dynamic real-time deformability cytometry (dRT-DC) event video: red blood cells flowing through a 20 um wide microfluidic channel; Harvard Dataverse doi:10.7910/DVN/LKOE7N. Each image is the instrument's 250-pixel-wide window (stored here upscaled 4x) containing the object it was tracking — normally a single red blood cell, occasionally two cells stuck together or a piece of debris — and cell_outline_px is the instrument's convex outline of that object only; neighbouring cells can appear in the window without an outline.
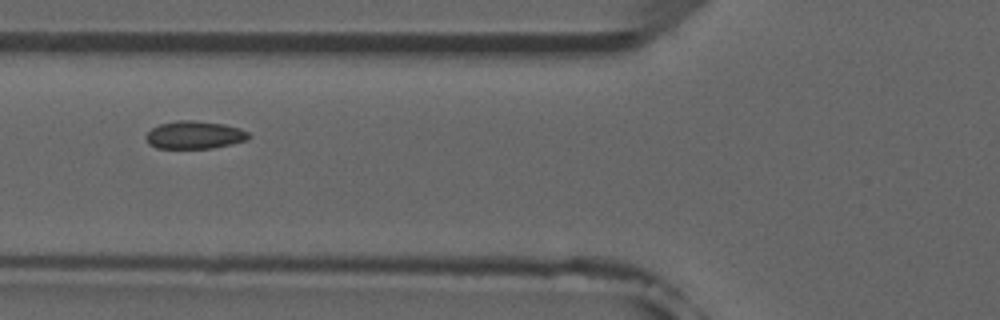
{"species": "common noctule bat (a hibernating species)", "species_latin": "Nyctalus noctula", "temperature_condition": "room temperature", "stored_images_in_passage": 9, "camera_frame_rate_fps": 3000, "um_per_image_px": 0.085, "animal": {"sex": "male", "forearm_length_mm": 52.5}, "frame": {"image": 1, "passage_image": 6, "time_ms": 6.0, "image_size_px": [1000, 320], "cell_outline_px": [[252, 136], [248, 140], [232, 144], [212, 148], [156, 148], [148, 144], [144, 140], [144, 136], [152, 128], [160, 124], [176, 120], [192, 120], [224, 124], [240, 128], [248, 132]], "centroid_in_image_um": [16.53, 11.47], "position_along_channel_um": 109.3, "area_um2": 16.88}}
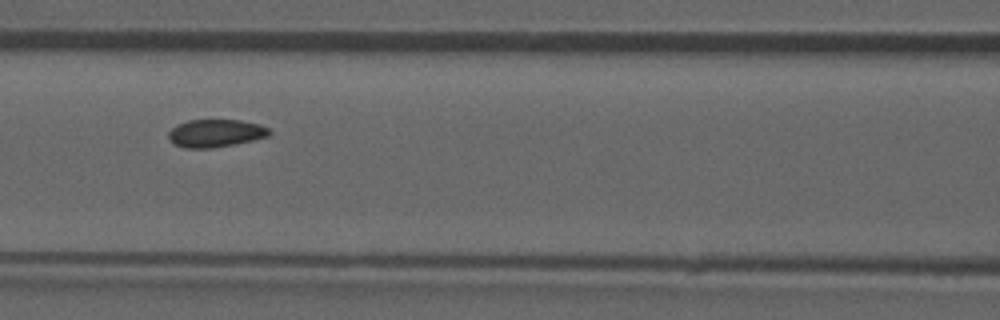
{"frame": {"image": 2, "passage_image": 7, "time_ms": 7.0, "image_size_px": [1000, 320], "cell_outline_px": [[272, 132], [268, 136], [236, 144], [212, 148], [184, 148], [168, 140], [168, 132], [176, 124], [188, 120], [240, 120], [260, 124], [268, 128]], "centroid_in_image_um": [18.31, 11.32], "position_along_channel_um": 148.3, "area_um2": 16.42}}